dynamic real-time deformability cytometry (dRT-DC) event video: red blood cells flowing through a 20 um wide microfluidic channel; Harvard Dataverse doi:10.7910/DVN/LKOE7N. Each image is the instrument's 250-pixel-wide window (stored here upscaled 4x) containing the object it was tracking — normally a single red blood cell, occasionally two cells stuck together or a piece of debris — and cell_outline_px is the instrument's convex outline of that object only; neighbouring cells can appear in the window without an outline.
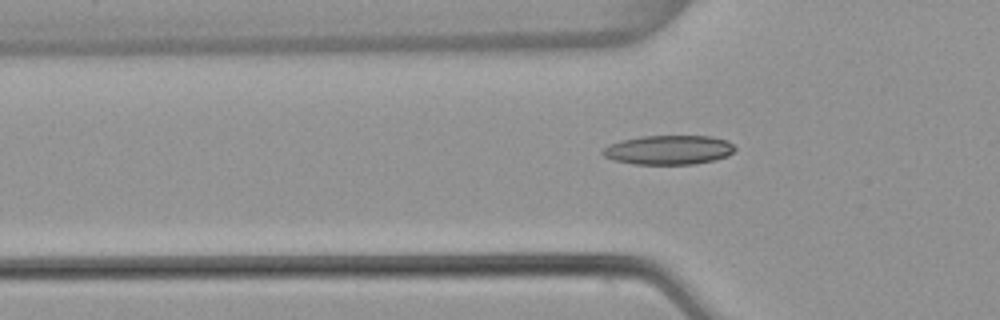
{"species": "common noctule bat (a hibernating species)", "species_latin": "Nyctalus noctula", "temperature_condition": "warm", "stored_images_in_passage": 47, "camera_frame_rate_fps": 3000, "um_per_image_px": 0.085, "animal": {"sex": "female", "body_mass_g": 22.7, "forearm_length_mm": 54.2}, "frame": {"image": 1, "passage_image": 18, "time_ms": 5.667, "image_size_px": [1000, 320], "cell_outline_px": [[736, 148], [728, 156], [712, 160], [692, 164], [636, 164], [612, 160], [604, 156], [600, 152], [608, 144], [620, 140], [640, 136], [712, 136], [728, 140]], "centroid_in_image_um": [56.81, 12.73], "position_along_channel_um": 69.0, "area_um2": 22.66}}
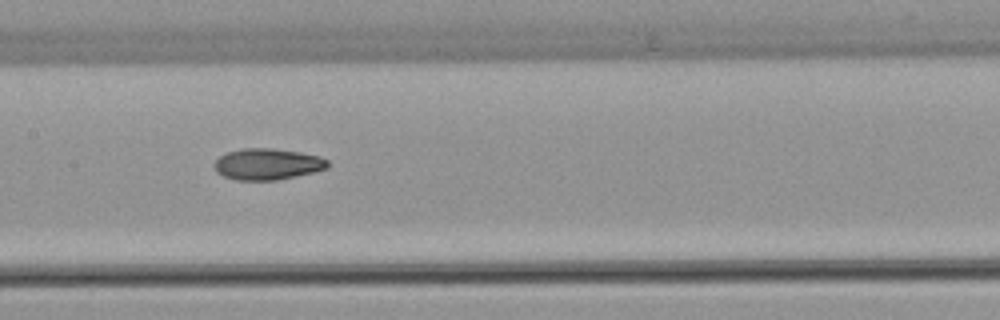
{"frame": {"image": 2, "passage_image": 27, "time_ms": 8.667, "image_size_px": [1000, 320], "cell_outline_px": [[328, 168], [296, 176], [276, 180], [236, 180], [224, 176], [216, 172], [212, 164], [220, 156], [228, 152], [244, 148], [272, 148], [300, 152], [320, 156], [328, 160]], "centroid_in_image_um": [22.72, 13.95], "position_along_channel_um": 184.7, "area_um2": 20.69}}
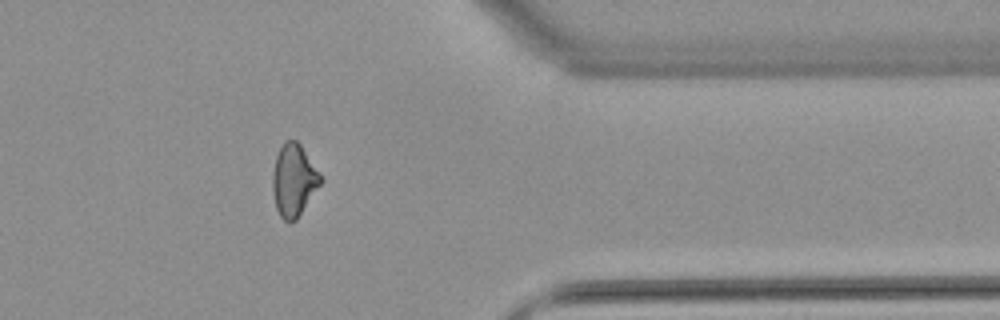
{"frame": {"image": 3, "passage_image": 44, "time_ms": 14.333, "image_size_px": [1000, 320], "cell_outline_px": [[324, 180], [296, 220], [284, 220], [280, 216], [276, 208], [272, 192], [272, 176], [276, 156], [284, 140], [296, 140], [300, 144]], "centroid_in_image_um": [24.96, 15.32], "position_along_channel_um": 386.4, "area_um2": 20.06}}